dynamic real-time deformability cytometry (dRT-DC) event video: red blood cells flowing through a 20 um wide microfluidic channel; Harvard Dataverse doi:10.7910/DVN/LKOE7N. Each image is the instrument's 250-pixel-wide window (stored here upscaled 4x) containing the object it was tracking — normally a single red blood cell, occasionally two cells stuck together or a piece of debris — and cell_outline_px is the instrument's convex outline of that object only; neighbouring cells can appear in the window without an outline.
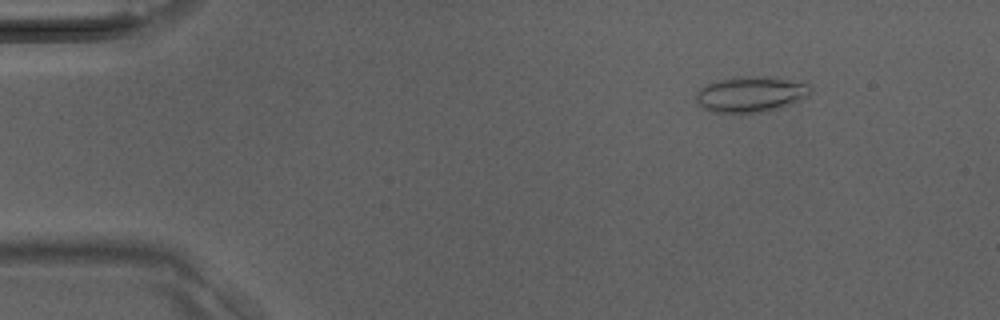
{"species": "Egyptian fruit bat (a non-hibernating species)", "species_latin": "Rousettus aegyptiacus", "temperature_condition": "room temperature", "stored_images_in_passage": 37, "camera_frame_rate_fps": 3000, "um_per_image_px": 0.085, "animal": {"sex": "male"}, "frame": {"image": 1, "passage_image": 2, "time_ms": 0.333, "image_size_px": [1000, 320], "cell_outline_px": [[812, 92], [808, 96], [792, 104], [780, 108], [756, 112], [712, 112], [696, 104], [696, 92], [700, 88], [708, 84], [732, 76], [776, 76], [808, 84], [812, 88]], "centroid_in_image_um": [63.84, 7.99], "position_along_channel_um": 21.2, "area_um2": 24.04}}
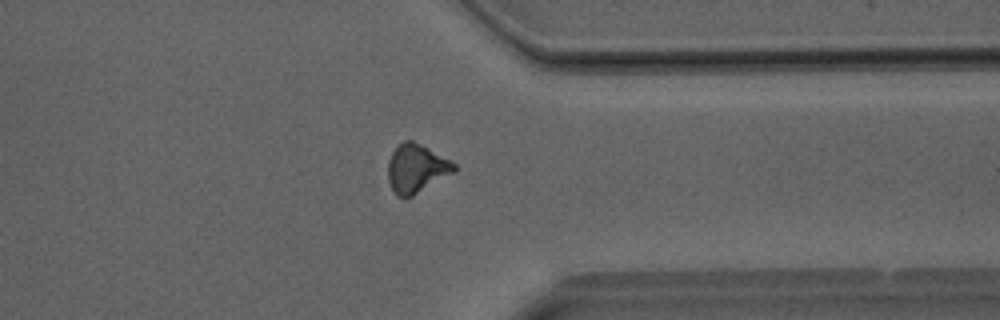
{"frame": {"image": 2, "passage_image": 28, "time_ms": 9.0, "image_size_px": [1000, 320], "cell_outline_px": [[456, 172], [412, 196], [404, 200], [396, 196], [388, 180], [388, 160], [392, 152], [404, 140], [412, 140], [428, 148], [456, 164]], "centroid_in_image_um": [35.38, 14.35], "position_along_channel_um": 376.0, "area_um2": 18.79}}
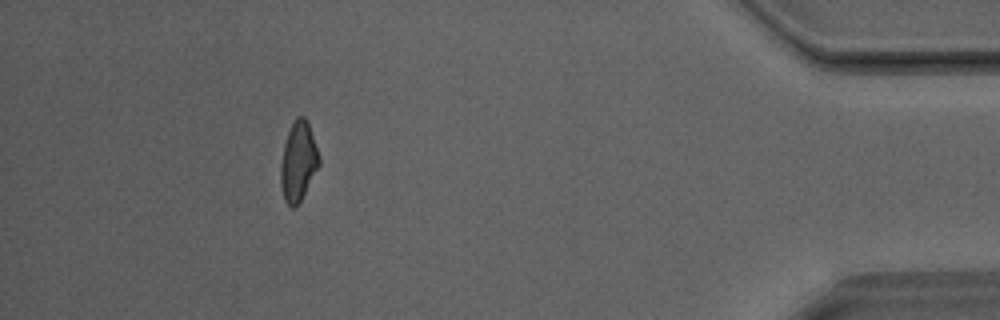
{"frame": {"image": 3, "passage_image": 33, "time_ms": 10.667, "image_size_px": [1000, 320], "cell_outline_px": [[320, 164], [296, 208], [292, 208], [284, 200], [280, 184], [280, 164], [284, 144], [288, 132], [296, 116], [304, 116], [308, 120], [320, 156]], "centroid_in_image_um": [25.35, 13.71], "position_along_channel_um": 409.8, "area_um2": 17.92}}